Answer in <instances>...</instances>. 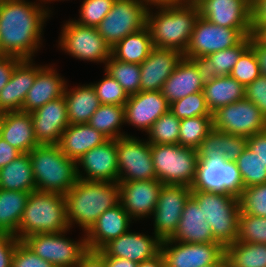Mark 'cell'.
<instances>
[{
	"instance_id": "1",
	"label": "cell",
	"mask_w": 266,
	"mask_h": 267,
	"mask_svg": "<svg viewBox=\"0 0 266 267\" xmlns=\"http://www.w3.org/2000/svg\"><path fill=\"white\" fill-rule=\"evenodd\" d=\"M25 0H0V55L32 59L50 10Z\"/></svg>"
},
{
	"instance_id": "2",
	"label": "cell",
	"mask_w": 266,
	"mask_h": 267,
	"mask_svg": "<svg viewBox=\"0 0 266 267\" xmlns=\"http://www.w3.org/2000/svg\"><path fill=\"white\" fill-rule=\"evenodd\" d=\"M64 197L69 226L79 224L87 233L102 213L120 203V185L77 179Z\"/></svg>"
},
{
	"instance_id": "3",
	"label": "cell",
	"mask_w": 266,
	"mask_h": 267,
	"mask_svg": "<svg viewBox=\"0 0 266 267\" xmlns=\"http://www.w3.org/2000/svg\"><path fill=\"white\" fill-rule=\"evenodd\" d=\"M149 9L146 26L151 34L153 47L178 50L184 54L199 17L196 4L190 0L176 5L158 6L159 12L156 15Z\"/></svg>"
},
{
	"instance_id": "4",
	"label": "cell",
	"mask_w": 266,
	"mask_h": 267,
	"mask_svg": "<svg viewBox=\"0 0 266 267\" xmlns=\"http://www.w3.org/2000/svg\"><path fill=\"white\" fill-rule=\"evenodd\" d=\"M70 229L65 197L61 194L34 191L29 198L22 215L17 238L33 234L58 233Z\"/></svg>"
},
{
	"instance_id": "5",
	"label": "cell",
	"mask_w": 266,
	"mask_h": 267,
	"mask_svg": "<svg viewBox=\"0 0 266 267\" xmlns=\"http://www.w3.org/2000/svg\"><path fill=\"white\" fill-rule=\"evenodd\" d=\"M36 191L65 195L76 183V161L58 145H39L30 152Z\"/></svg>"
},
{
	"instance_id": "6",
	"label": "cell",
	"mask_w": 266,
	"mask_h": 267,
	"mask_svg": "<svg viewBox=\"0 0 266 267\" xmlns=\"http://www.w3.org/2000/svg\"><path fill=\"white\" fill-rule=\"evenodd\" d=\"M213 238L224 248L237 241L240 206L239 198L226 193L192 190Z\"/></svg>"
},
{
	"instance_id": "7",
	"label": "cell",
	"mask_w": 266,
	"mask_h": 267,
	"mask_svg": "<svg viewBox=\"0 0 266 267\" xmlns=\"http://www.w3.org/2000/svg\"><path fill=\"white\" fill-rule=\"evenodd\" d=\"M151 154L157 180L164 185L192 187L199 161L196 149L179 144H154Z\"/></svg>"
},
{
	"instance_id": "8",
	"label": "cell",
	"mask_w": 266,
	"mask_h": 267,
	"mask_svg": "<svg viewBox=\"0 0 266 267\" xmlns=\"http://www.w3.org/2000/svg\"><path fill=\"white\" fill-rule=\"evenodd\" d=\"M148 8L140 0H115L97 31L112 48L127 35L146 27Z\"/></svg>"
},
{
	"instance_id": "9",
	"label": "cell",
	"mask_w": 266,
	"mask_h": 267,
	"mask_svg": "<svg viewBox=\"0 0 266 267\" xmlns=\"http://www.w3.org/2000/svg\"><path fill=\"white\" fill-rule=\"evenodd\" d=\"M192 190L211 191L240 197L244 185L236 162L225 158H199Z\"/></svg>"
},
{
	"instance_id": "10",
	"label": "cell",
	"mask_w": 266,
	"mask_h": 267,
	"mask_svg": "<svg viewBox=\"0 0 266 267\" xmlns=\"http://www.w3.org/2000/svg\"><path fill=\"white\" fill-rule=\"evenodd\" d=\"M252 30H237L214 24L203 17H198L184 58L207 56L238 45Z\"/></svg>"
},
{
	"instance_id": "11",
	"label": "cell",
	"mask_w": 266,
	"mask_h": 267,
	"mask_svg": "<svg viewBox=\"0 0 266 267\" xmlns=\"http://www.w3.org/2000/svg\"><path fill=\"white\" fill-rule=\"evenodd\" d=\"M67 231L58 233L33 234L22 241L36 255L55 267H75L88 250L85 236L80 241L65 238ZM64 234V235H63Z\"/></svg>"
},
{
	"instance_id": "12",
	"label": "cell",
	"mask_w": 266,
	"mask_h": 267,
	"mask_svg": "<svg viewBox=\"0 0 266 267\" xmlns=\"http://www.w3.org/2000/svg\"><path fill=\"white\" fill-rule=\"evenodd\" d=\"M212 121L214 129L246 138L266 130V118L245 98L217 109Z\"/></svg>"
},
{
	"instance_id": "13",
	"label": "cell",
	"mask_w": 266,
	"mask_h": 267,
	"mask_svg": "<svg viewBox=\"0 0 266 267\" xmlns=\"http://www.w3.org/2000/svg\"><path fill=\"white\" fill-rule=\"evenodd\" d=\"M59 45L61 49L80 60L106 62L111 56V47L98 33L96 27H86L74 20L64 24Z\"/></svg>"
},
{
	"instance_id": "14",
	"label": "cell",
	"mask_w": 266,
	"mask_h": 267,
	"mask_svg": "<svg viewBox=\"0 0 266 267\" xmlns=\"http://www.w3.org/2000/svg\"><path fill=\"white\" fill-rule=\"evenodd\" d=\"M118 181L157 180L151 145L130 135L117 139Z\"/></svg>"
},
{
	"instance_id": "15",
	"label": "cell",
	"mask_w": 266,
	"mask_h": 267,
	"mask_svg": "<svg viewBox=\"0 0 266 267\" xmlns=\"http://www.w3.org/2000/svg\"><path fill=\"white\" fill-rule=\"evenodd\" d=\"M160 253L166 267H205L219 261L225 248L218 242L184 243L169 238L162 240Z\"/></svg>"
},
{
	"instance_id": "16",
	"label": "cell",
	"mask_w": 266,
	"mask_h": 267,
	"mask_svg": "<svg viewBox=\"0 0 266 267\" xmlns=\"http://www.w3.org/2000/svg\"><path fill=\"white\" fill-rule=\"evenodd\" d=\"M192 189L184 185H163L156 208L152 214L154 219V235L161 240L171 238L176 232L186 201Z\"/></svg>"
},
{
	"instance_id": "17",
	"label": "cell",
	"mask_w": 266,
	"mask_h": 267,
	"mask_svg": "<svg viewBox=\"0 0 266 267\" xmlns=\"http://www.w3.org/2000/svg\"><path fill=\"white\" fill-rule=\"evenodd\" d=\"M199 16L237 30H252V0H192Z\"/></svg>"
},
{
	"instance_id": "18",
	"label": "cell",
	"mask_w": 266,
	"mask_h": 267,
	"mask_svg": "<svg viewBox=\"0 0 266 267\" xmlns=\"http://www.w3.org/2000/svg\"><path fill=\"white\" fill-rule=\"evenodd\" d=\"M83 167L86 176L78 169ZM78 179L90 181H118L117 139H109L104 144L92 148L76 161Z\"/></svg>"
},
{
	"instance_id": "19",
	"label": "cell",
	"mask_w": 266,
	"mask_h": 267,
	"mask_svg": "<svg viewBox=\"0 0 266 267\" xmlns=\"http://www.w3.org/2000/svg\"><path fill=\"white\" fill-rule=\"evenodd\" d=\"M170 111V104L161 91H140L129 95L124 105L125 123L146 133L163 114Z\"/></svg>"
},
{
	"instance_id": "20",
	"label": "cell",
	"mask_w": 266,
	"mask_h": 267,
	"mask_svg": "<svg viewBox=\"0 0 266 267\" xmlns=\"http://www.w3.org/2000/svg\"><path fill=\"white\" fill-rule=\"evenodd\" d=\"M118 182L120 185V203L133 220L153 214L163 183L159 180Z\"/></svg>"
},
{
	"instance_id": "21",
	"label": "cell",
	"mask_w": 266,
	"mask_h": 267,
	"mask_svg": "<svg viewBox=\"0 0 266 267\" xmlns=\"http://www.w3.org/2000/svg\"><path fill=\"white\" fill-rule=\"evenodd\" d=\"M39 145H58L63 131L70 125L64 96L50 101L30 113Z\"/></svg>"
},
{
	"instance_id": "22",
	"label": "cell",
	"mask_w": 266,
	"mask_h": 267,
	"mask_svg": "<svg viewBox=\"0 0 266 267\" xmlns=\"http://www.w3.org/2000/svg\"><path fill=\"white\" fill-rule=\"evenodd\" d=\"M161 242L162 240L156 235L151 237L128 231L111 240L99 251L103 256L124 258L141 263L160 253Z\"/></svg>"
},
{
	"instance_id": "23",
	"label": "cell",
	"mask_w": 266,
	"mask_h": 267,
	"mask_svg": "<svg viewBox=\"0 0 266 267\" xmlns=\"http://www.w3.org/2000/svg\"><path fill=\"white\" fill-rule=\"evenodd\" d=\"M183 57L178 50L154 47L146 60L140 64L141 91H161L164 82Z\"/></svg>"
},
{
	"instance_id": "24",
	"label": "cell",
	"mask_w": 266,
	"mask_h": 267,
	"mask_svg": "<svg viewBox=\"0 0 266 267\" xmlns=\"http://www.w3.org/2000/svg\"><path fill=\"white\" fill-rule=\"evenodd\" d=\"M131 222L132 218L121 203L107 209L85 233L87 248L94 251L101 250L111 240L128 232Z\"/></svg>"
},
{
	"instance_id": "25",
	"label": "cell",
	"mask_w": 266,
	"mask_h": 267,
	"mask_svg": "<svg viewBox=\"0 0 266 267\" xmlns=\"http://www.w3.org/2000/svg\"><path fill=\"white\" fill-rule=\"evenodd\" d=\"M32 59H22L14 68L9 82L0 91V113L22 111L26 95L32 87L37 72L42 67L33 66Z\"/></svg>"
},
{
	"instance_id": "26",
	"label": "cell",
	"mask_w": 266,
	"mask_h": 267,
	"mask_svg": "<svg viewBox=\"0 0 266 267\" xmlns=\"http://www.w3.org/2000/svg\"><path fill=\"white\" fill-rule=\"evenodd\" d=\"M1 137L21 153H29L39 146L30 113L13 111L0 113Z\"/></svg>"
},
{
	"instance_id": "27",
	"label": "cell",
	"mask_w": 266,
	"mask_h": 267,
	"mask_svg": "<svg viewBox=\"0 0 266 267\" xmlns=\"http://www.w3.org/2000/svg\"><path fill=\"white\" fill-rule=\"evenodd\" d=\"M62 78L53 67L42 66L26 95L22 111L32 113L46 103L64 96L66 81Z\"/></svg>"
},
{
	"instance_id": "28",
	"label": "cell",
	"mask_w": 266,
	"mask_h": 267,
	"mask_svg": "<svg viewBox=\"0 0 266 267\" xmlns=\"http://www.w3.org/2000/svg\"><path fill=\"white\" fill-rule=\"evenodd\" d=\"M170 239L184 243L216 242L210 225L202 213V208L192 196L186 201L178 228Z\"/></svg>"
},
{
	"instance_id": "29",
	"label": "cell",
	"mask_w": 266,
	"mask_h": 267,
	"mask_svg": "<svg viewBox=\"0 0 266 267\" xmlns=\"http://www.w3.org/2000/svg\"><path fill=\"white\" fill-rule=\"evenodd\" d=\"M109 140L88 123L69 125L62 133L58 146L70 159L77 161L86 152Z\"/></svg>"
},
{
	"instance_id": "30",
	"label": "cell",
	"mask_w": 266,
	"mask_h": 267,
	"mask_svg": "<svg viewBox=\"0 0 266 267\" xmlns=\"http://www.w3.org/2000/svg\"><path fill=\"white\" fill-rule=\"evenodd\" d=\"M203 87L196 66L188 58L183 57L164 82L161 92L168 103L172 104L178 99L203 91Z\"/></svg>"
},
{
	"instance_id": "31",
	"label": "cell",
	"mask_w": 266,
	"mask_h": 267,
	"mask_svg": "<svg viewBox=\"0 0 266 267\" xmlns=\"http://www.w3.org/2000/svg\"><path fill=\"white\" fill-rule=\"evenodd\" d=\"M247 147V138L212 129L197 149L199 158H225L236 162Z\"/></svg>"
},
{
	"instance_id": "32",
	"label": "cell",
	"mask_w": 266,
	"mask_h": 267,
	"mask_svg": "<svg viewBox=\"0 0 266 267\" xmlns=\"http://www.w3.org/2000/svg\"><path fill=\"white\" fill-rule=\"evenodd\" d=\"M67 85L64 98L67 105L69 124L88 123L93 113L99 108L100 102L92 84L80 85L68 91Z\"/></svg>"
},
{
	"instance_id": "33",
	"label": "cell",
	"mask_w": 266,
	"mask_h": 267,
	"mask_svg": "<svg viewBox=\"0 0 266 267\" xmlns=\"http://www.w3.org/2000/svg\"><path fill=\"white\" fill-rule=\"evenodd\" d=\"M0 189L24 192L36 191V181L29 153H22L0 168Z\"/></svg>"
},
{
	"instance_id": "34",
	"label": "cell",
	"mask_w": 266,
	"mask_h": 267,
	"mask_svg": "<svg viewBox=\"0 0 266 267\" xmlns=\"http://www.w3.org/2000/svg\"><path fill=\"white\" fill-rule=\"evenodd\" d=\"M203 94L211 113L217 109L243 100L245 87L230 75L218 76L203 87Z\"/></svg>"
},
{
	"instance_id": "35",
	"label": "cell",
	"mask_w": 266,
	"mask_h": 267,
	"mask_svg": "<svg viewBox=\"0 0 266 267\" xmlns=\"http://www.w3.org/2000/svg\"><path fill=\"white\" fill-rule=\"evenodd\" d=\"M149 28L129 34L111 48V55L125 63L141 64L153 49Z\"/></svg>"
},
{
	"instance_id": "36",
	"label": "cell",
	"mask_w": 266,
	"mask_h": 267,
	"mask_svg": "<svg viewBox=\"0 0 266 267\" xmlns=\"http://www.w3.org/2000/svg\"><path fill=\"white\" fill-rule=\"evenodd\" d=\"M30 192L0 189V233L17 238Z\"/></svg>"
},
{
	"instance_id": "37",
	"label": "cell",
	"mask_w": 266,
	"mask_h": 267,
	"mask_svg": "<svg viewBox=\"0 0 266 267\" xmlns=\"http://www.w3.org/2000/svg\"><path fill=\"white\" fill-rule=\"evenodd\" d=\"M229 267H266V244L236 241L225 247Z\"/></svg>"
},
{
	"instance_id": "38",
	"label": "cell",
	"mask_w": 266,
	"mask_h": 267,
	"mask_svg": "<svg viewBox=\"0 0 266 267\" xmlns=\"http://www.w3.org/2000/svg\"><path fill=\"white\" fill-rule=\"evenodd\" d=\"M124 123V106L107 104H100L88 122L91 127H94L108 139L127 136V134L120 132V127Z\"/></svg>"
},
{
	"instance_id": "39",
	"label": "cell",
	"mask_w": 266,
	"mask_h": 267,
	"mask_svg": "<svg viewBox=\"0 0 266 267\" xmlns=\"http://www.w3.org/2000/svg\"><path fill=\"white\" fill-rule=\"evenodd\" d=\"M105 71L119 83L128 95L141 91L140 64L125 63L111 55L106 62Z\"/></svg>"
},
{
	"instance_id": "40",
	"label": "cell",
	"mask_w": 266,
	"mask_h": 267,
	"mask_svg": "<svg viewBox=\"0 0 266 267\" xmlns=\"http://www.w3.org/2000/svg\"><path fill=\"white\" fill-rule=\"evenodd\" d=\"M212 129V116L181 119L179 145L197 150Z\"/></svg>"
},
{
	"instance_id": "41",
	"label": "cell",
	"mask_w": 266,
	"mask_h": 267,
	"mask_svg": "<svg viewBox=\"0 0 266 267\" xmlns=\"http://www.w3.org/2000/svg\"><path fill=\"white\" fill-rule=\"evenodd\" d=\"M236 164L241 173L244 188L266 183V165L248 147L237 158Z\"/></svg>"
},
{
	"instance_id": "42",
	"label": "cell",
	"mask_w": 266,
	"mask_h": 267,
	"mask_svg": "<svg viewBox=\"0 0 266 267\" xmlns=\"http://www.w3.org/2000/svg\"><path fill=\"white\" fill-rule=\"evenodd\" d=\"M180 119L172 112L163 114L151 126L147 134L150 145L154 144H179Z\"/></svg>"
},
{
	"instance_id": "43",
	"label": "cell",
	"mask_w": 266,
	"mask_h": 267,
	"mask_svg": "<svg viewBox=\"0 0 266 267\" xmlns=\"http://www.w3.org/2000/svg\"><path fill=\"white\" fill-rule=\"evenodd\" d=\"M170 112L180 120L197 116H212L203 91L190 94L173 102L170 104Z\"/></svg>"
},
{
	"instance_id": "44",
	"label": "cell",
	"mask_w": 266,
	"mask_h": 267,
	"mask_svg": "<svg viewBox=\"0 0 266 267\" xmlns=\"http://www.w3.org/2000/svg\"><path fill=\"white\" fill-rule=\"evenodd\" d=\"M237 241L266 244V218L240 213Z\"/></svg>"
},
{
	"instance_id": "45",
	"label": "cell",
	"mask_w": 266,
	"mask_h": 267,
	"mask_svg": "<svg viewBox=\"0 0 266 267\" xmlns=\"http://www.w3.org/2000/svg\"><path fill=\"white\" fill-rule=\"evenodd\" d=\"M251 38L246 36L238 45L207 55L219 76L230 75L241 54L250 46Z\"/></svg>"
},
{
	"instance_id": "46",
	"label": "cell",
	"mask_w": 266,
	"mask_h": 267,
	"mask_svg": "<svg viewBox=\"0 0 266 267\" xmlns=\"http://www.w3.org/2000/svg\"><path fill=\"white\" fill-rule=\"evenodd\" d=\"M240 213L266 218V183L246 187L239 197Z\"/></svg>"
},
{
	"instance_id": "47",
	"label": "cell",
	"mask_w": 266,
	"mask_h": 267,
	"mask_svg": "<svg viewBox=\"0 0 266 267\" xmlns=\"http://www.w3.org/2000/svg\"><path fill=\"white\" fill-rule=\"evenodd\" d=\"M104 79L92 83L100 104L122 105L128 101L129 95L119 83L105 71Z\"/></svg>"
},
{
	"instance_id": "48",
	"label": "cell",
	"mask_w": 266,
	"mask_h": 267,
	"mask_svg": "<svg viewBox=\"0 0 266 267\" xmlns=\"http://www.w3.org/2000/svg\"><path fill=\"white\" fill-rule=\"evenodd\" d=\"M115 0H83L80 8V19L75 20L79 25L97 27L110 12Z\"/></svg>"
},
{
	"instance_id": "49",
	"label": "cell",
	"mask_w": 266,
	"mask_h": 267,
	"mask_svg": "<svg viewBox=\"0 0 266 267\" xmlns=\"http://www.w3.org/2000/svg\"><path fill=\"white\" fill-rule=\"evenodd\" d=\"M260 75L254 50L249 46L239 57L230 76L246 87Z\"/></svg>"
},
{
	"instance_id": "50",
	"label": "cell",
	"mask_w": 266,
	"mask_h": 267,
	"mask_svg": "<svg viewBox=\"0 0 266 267\" xmlns=\"http://www.w3.org/2000/svg\"><path fill=\"white\" fill-rule=\"evenodd\" d=\"M11 267H55L52 263L42 259L36 255L30 248L23 242L17 243L15 252L12 258Z\"/></svg>"
},
{
	"instance_id": "51",
	"label": "cell",
	"mask_w": 266,
	"mask_h": 267,
	"mask_svg": "<svg viewBox=\"0 0 266 267\" xmlns=\"http://www.w3.org/2000/svg\"><path fill=\"white\" fill-rule=\"evenodd\" d=\"M245 99L254 103L266 118V76L260 75L245 87Z\"/></svg>"
},
{
	"instance_id": "52",
	"label": "cell",
	"mask_w": 266,
	"mask_h": 267,
	"mask_svg": "<svg viewBox=\"0 0 266 267\" xmlns=\"http://www.w3.org/2000/svg\"><path fill=\"white\" fill-rule=\"evenodd\" d=\"M19 241L13 235L0 233V267H11L13 254Z\"/></svg>"
},
{
	"instance_id": "53",
	"label": "cell",
	"mask_w": 266,
	"mask_h": 267,
	"mask_svg": "<svg viewBox=\"0 0 266 267\" xmlns=\"http://www.w3.org/2000/svg\"><path fill=\"white\" fill-rule=\"evenodd\" d=\"M188 59L196 66L204 86L210 84L214 78L219 76L216 73V68L207 56L190 57Z\"/></svg>"
},
{
	"instance_id": "54",
	"label": "cell",
	"mask_w": 266,
	"mask_h": 267,
	"mask_svg": "<svg viewBox=\"0 0 266 267\" xmlns=\"http://www.w3.org/2000/svg\"><path fill=\"white\" fill-rule=\"evenodd\" d=\"M21 60L16 56L0 55V91L9 82L15 66Z\"/></svg>"
},
{
	"instance_id": "55",
	"label": "cell",
	"mask_w": 266,
	"mask_h": 267,
	"mask_svg": "<svg viewBox=\"0 0 266 267\" xmlns=\"http://www.w3.org/2000/svg\"><path fill=\"white\" fill-rule=\"evenodd\" d=\"M247 147L266 165V130L248 137Z\"/></svg>"
},
{
	"instance_id": "56",
	"label": "cell",
	"mask_w": 266,
	"mask_h": 267,
	"mask_svg": "<svg viewBox=\"0 0 266 267\" xmlns=\"http://www.w3.org/2000/svg\"><path fill=\"white\" fill-rule=\"evenodd\" d=\"M252 32L253 34L266 24V0H252Z\"/></svg>"
},
{
	"instance_id": "57",
	"label": "cell",
	"mask_w": 266,
	"mask_h": 267,
	"mask_svg": "<svg viewBox=\"0 0 266 267\" xmlns=\"http://www.w3.org/2000/svg\"><path fill=\"white\" fill-rule=\"evenodd\" d=\"M250 38V47L254 50L257 58L260 74L266 76V44L262 43L254 34Z\"/></svg>"
},
{
	"instance_id": "58",
	"label": "cell",
	"mask_w": 266,
	"mask_h": 267,
	"mask_svg": "<svg viewBox=\"0 0 266 267\" xmlns=\"http://www.w3.org/2000/svg\"><path fill=\"white\" fill-rule=\"evenodd\" d=\"M75 267H106L100 251L87 250Z\"/></svg>"
},
{
	"instance_id": "59",
	"label": "cell",
	"mask_w": 266,
	"mask_h": 267,
	"mask_svg": "<svg viewBox=\"0 0 266 267\" xmlns=\"http://www.w3.org/2000/svg\"><path fill=\"white\" fill-rule=\"evenodd\" d=\"M22 153L0 137V168L9 164Z\"/></svg>"
},
{
	"instance_id": "60",
	"label": "cell",
	"mask_w": 266,
	"mask_h": 267,
	"mask_svg": "<svg viewBox=\"0 0 266 267\" xmlns=\"http://www.w3.org/2000/svg\"><path fill=\"white\" fill-rule=\"evenodd\" d=\"M106 267H137L135 263L129 259L116 258L111 256H103Z\"/></svg>"
},
{
	"instance_id": "61",
	"label": "cell",
	"mask_w": 266,
	"mask_h": 267,
	"mask_svg": "<svg viewBox=\"0 0 266 267\" xmlns=\"http://www.w3.org/2000/svg\"><path fill=\"white\" fill-rule=\"evenodd\" d=\"M137 267H166V266L162 254L159 253L152 259L138 263Z\"/></svg>"
},
{
	"instance_id": "62",
	"label": "cell",
	"mask_w": 266,
	"mask_h": 267,
	"mask_svg": "<svg viewBox=\"0 0 266 267\" xmlns=\"http://www.w3.org/2000/svg\"><path fill=\"white\" fill-rule=\"evenodd\" d=\"M142 1L146 6H165V5H176L180 3H185L190 0H140Z\"/></svg>"
},
{
	"instance_id": "63",
	"label": "cell",
	"mask_w": 266,
	"mask_h": 267,
	"mask_svg": "<svg viewBox=\"0 0 266 267\" xmlns=\"http://www.w3.org/2000/svg\"><path fill=\"white\" fill-rule=\"evenodd\" d=\"M254 35L264 44H266V24L261 26Z\"/></svg>"
},
{
	"instance_id": "64",
	"label": "cell",
	"mask_w": 266,
	"mask_h": 267,
	"mask_svg": "<svg viewBox=\"0 0 266 267\" xmlns=\"http://www.w3.org/2000/svg\"><path fill=\"white\" fill-rule=\"evenodd\" d=\"M205 267H229V263L226 256L224 255L219 261Z\"/></svg>"
}]
</instances>
